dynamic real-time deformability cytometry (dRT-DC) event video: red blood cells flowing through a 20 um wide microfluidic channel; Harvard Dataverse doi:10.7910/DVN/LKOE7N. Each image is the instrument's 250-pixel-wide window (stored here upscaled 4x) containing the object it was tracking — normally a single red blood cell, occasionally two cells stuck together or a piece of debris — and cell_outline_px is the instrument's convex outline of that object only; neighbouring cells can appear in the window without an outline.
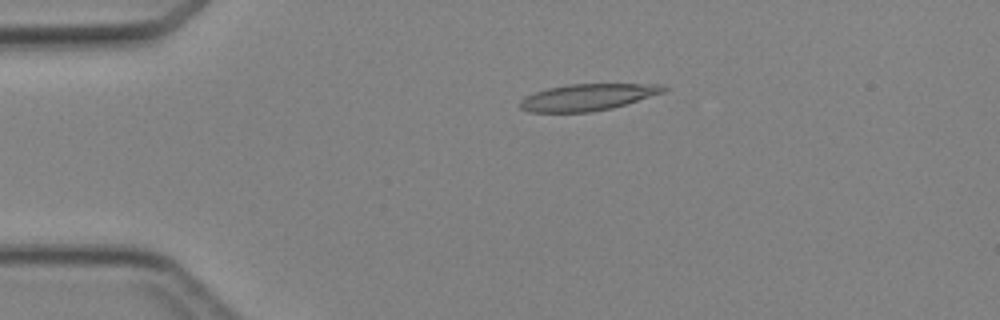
{"species": "Egyptian fruit bat (a non-hibernating species)", "species_latin": "Rousettus aegyptiacus", "temperature_condition": "cold", "stored_images_in_passage": 38, "camera_frame_rate_fps": 3000, "um_per_image_px": 0.085, "animal": {"sex": "female"}, "frame": {"image": 1, "passage_image": 2, "time_ms": 0.333, "image_size_px": [1000, 320], "cell_outline_px": [[668, 88], [664, 92], [612, 108], [588, 112], [528, 112], [520, 108], [520, 100], [524, 96], [548, 88], [568, 84], [664, 84]], "centroid_in_image_um": [49.93, 8.26], "position_along_channel_um": 35.1, "area_um2": 22.2}}
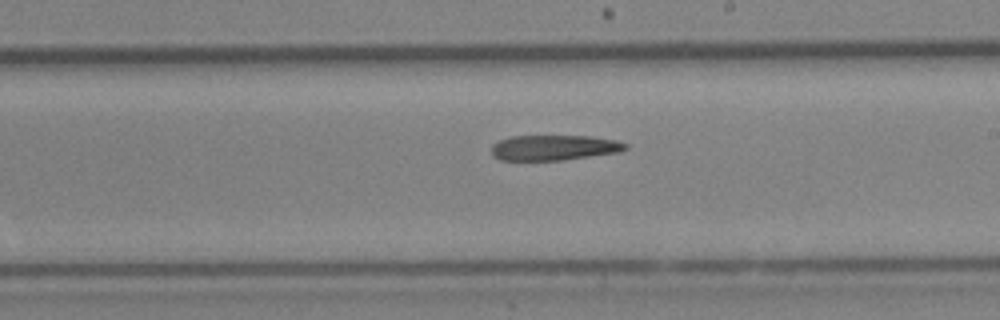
{"frame": {"image": 2, "passage_image": 19, "time_ms": 6.0, "image_size_px": [1000, 320], "cell_outline_px": [[628, 148], [620, 152], [564, 160], [500, 160], [492, 156], [492, 144], [500, 140], [512, 136], [592, 136], [616, 140], [628, 144]], "centroid_in_image_um": [47.11, 12.55], "position_along_channel_um": 241.9, "area_um2": 19.88}}
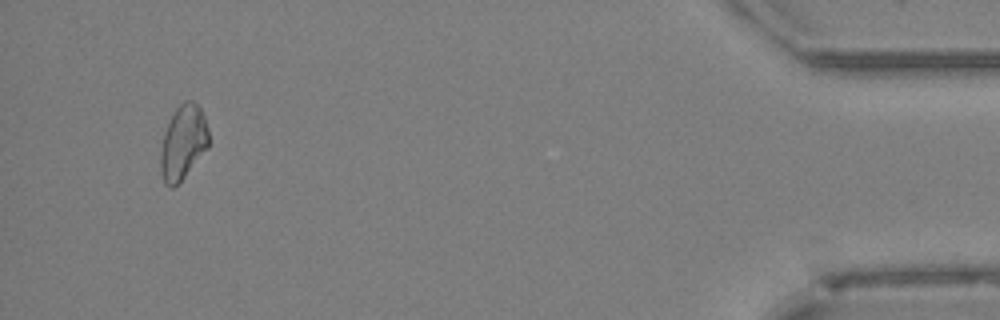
{"frame": {"image": 3, "passage_image": 36, "time_ms": 11.667, "image_size_px": [1000, 320], "cell_outline_px": [[208, 148], [184, 176], [172, 188], [164, 184], [160, 172], [160, 152], [164, 132], [176, 108], [184, 100], [192, 100], [200, 108], [204, 116], [208, 128]], "centroid_in_image_um": [15.55, 12.1], "position_along_channel_um": 419.7, "area_um2": 20.69}}